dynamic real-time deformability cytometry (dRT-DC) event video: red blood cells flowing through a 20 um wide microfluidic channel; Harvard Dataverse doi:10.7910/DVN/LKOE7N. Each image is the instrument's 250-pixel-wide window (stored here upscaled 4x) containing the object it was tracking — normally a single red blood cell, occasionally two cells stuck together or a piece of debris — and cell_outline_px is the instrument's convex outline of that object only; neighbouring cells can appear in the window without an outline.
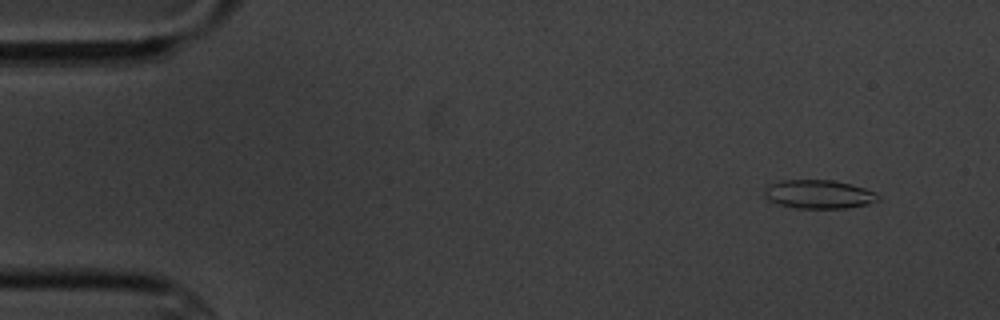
{"species": "common noctule bat (a hibernating species)", "species_latin": "Nyctalus noctula", "temperature_condition": "cold", "stored_images_in_passage": 7, "camera_frame_rate_fps": 3000, "um_per_image_px": 0.085, "animal": {"sex": "male", "body_mass_g": 20.1, "forearm_length_mm": 53.5}, "frame": {"image": 1, "passage_image": 1, "time_ms": 0.0, "image_size_px": [1000, 320], "cell_outline_px": [[880, 200], [868, 204], [848, 208], [796, 208], [776, 204], [764, 200], [764, 188], [768, 184], [780, 180], [832, 180], [864, 188], [880, 196]], "centroid_in_image_um": [69.51, 16.52], "position_along_channel_um": 15.5, "area_um2": 19.19}}
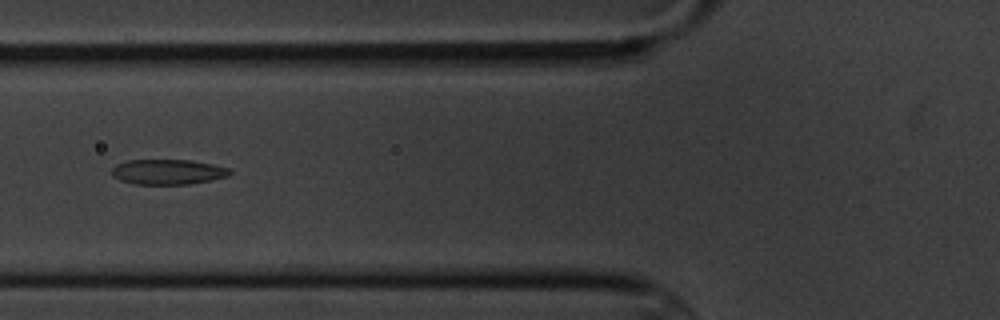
{"frame": {"image": 2, "passage_image": 6, "time_ms": 5.667, "image_size_px": [1000, 320], "cell_outline_px": [[232, 172], [228, 176], [212, 180], [188, 184], [136, 184], [120, 180], [112, 176], [112, 168], [116, 164], [128, 160], [192, 160], [232, 168]], "centroid_in_image_um": [14.3, 14.6], "position_along_channel_um": 111.5, "area_um2": 17.4}}
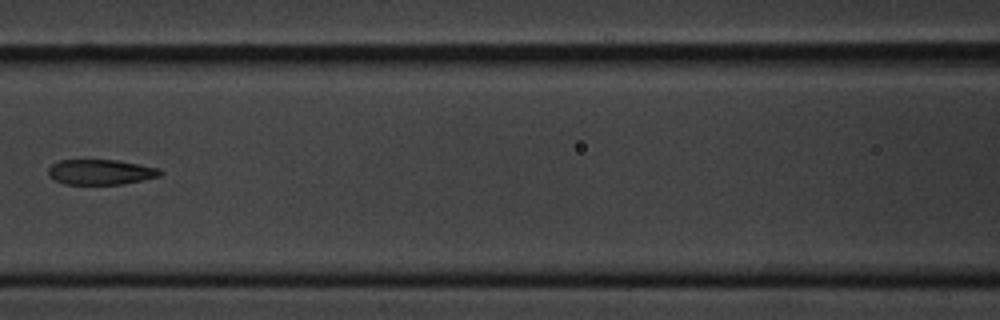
{"frame": {"image": 3, "passage_image": 7, "time_ms": 7.0, "image_size_px": [1000, 320], "cell_outline_px": [[164, 172], [160, 176], [124, 184], [64, 184], [48, 176], [48, 168], [52, 164], [60, 160], [116, 160], [160, 168]], "centroid_in_image_um": [8.57, 14.62], "position_along_channel_um": 158.0, "area_um2": 16.47}}